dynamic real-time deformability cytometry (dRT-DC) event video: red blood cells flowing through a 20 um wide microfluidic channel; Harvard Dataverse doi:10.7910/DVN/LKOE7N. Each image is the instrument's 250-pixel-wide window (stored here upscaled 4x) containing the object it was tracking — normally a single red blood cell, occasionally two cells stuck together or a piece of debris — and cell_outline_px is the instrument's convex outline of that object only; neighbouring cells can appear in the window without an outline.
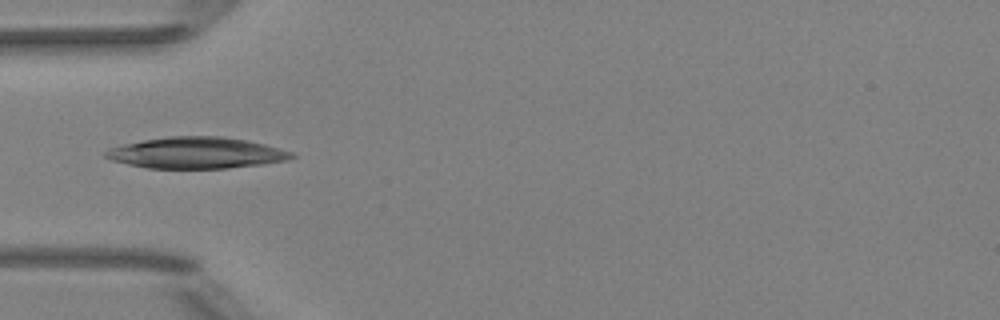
{"species": "Egyptian fruit bat (a non-hibernating species)", "species_latin": "Rousettus aegyptiacus", "temperature_condition": "room temperature", "stored_images_in_passage": 6, "camera_frame_rate_fps": 3000, "um_per_image_px": 0.085, "animal": {"sex": "female"}, "frame": {"image": 1, "passage_image": 5, "time_ms": 4.667, "image_size_px": [1000, 320], "cell_outline_px": [[296, 156], [288, 160], [260, 164], [228, 168], [148, 168], [128, 164], [112, 160], [104, 156], [104, 152], [108, 148], [124, 144], [144, 140], [168, 136], [220, 136], [244, 140], [264, 144], [280, 148], [292, 152]], "centroid_in_image_um": [16.68, 12.99], "position_along_channel_um": 68.3, "area_um2": 33.7}}
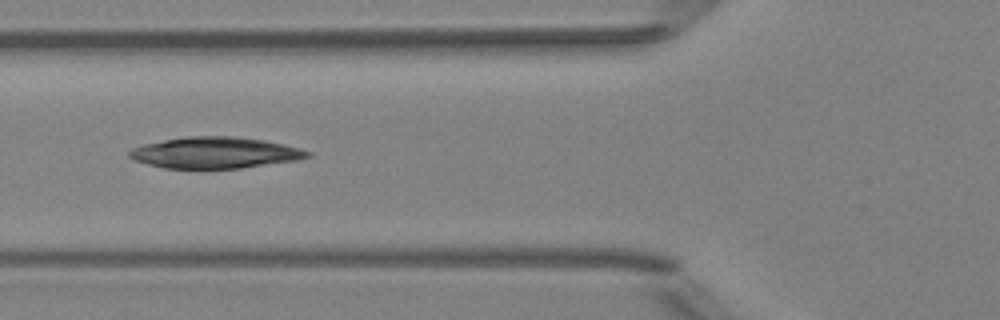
{"frame": {"image": 2, "passage_image": 6, "time_ms": 5.667, "image_size_px": [1000, 320], "cell_outline_px": [[312, 156], [296, 160], [240, 168], [164, 168], [132, 160], [128, 156], [128, 152], [132, 148], [144, 144], [164, 140], [188, 136], [236, 136], [264, 140], [284, 144], [300, 148], [312, 152]], "centroid_in_image_um": [18.28, 12.97], "position_along_channel_um": 107.5, "area_um2": 32.43}}